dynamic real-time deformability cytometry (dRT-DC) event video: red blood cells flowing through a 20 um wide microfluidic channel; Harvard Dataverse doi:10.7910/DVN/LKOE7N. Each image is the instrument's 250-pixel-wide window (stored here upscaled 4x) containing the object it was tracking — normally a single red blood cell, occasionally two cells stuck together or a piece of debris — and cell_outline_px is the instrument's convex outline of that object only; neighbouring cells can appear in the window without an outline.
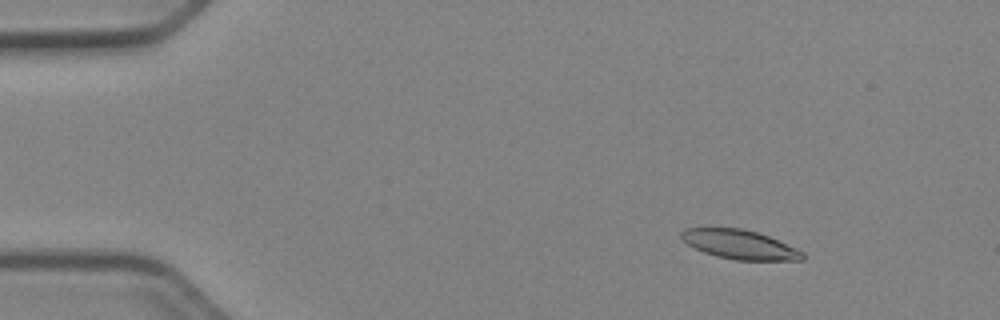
{"species": "Egyptian fruit bat (a non-hibernating species)", "species_latin": "Rousettus aegyptiacus", "temperature_condition": "cold", "stored_images_in_passage": 53, "camera_frame_rate_fps": 3000, "um_per_image_px": 0.085, "animal": {"sex": "female"}, "frame": {"image": 1, "passage_image": 8, "time_ms": 2.333, "image_size_px": [1000, 320], "cell_outline_px": [[804, 260], [736, 260], [716, 256], [704, 252], [688, 244], [680, 236], [680, 232], [684, 228], [740, 228], [756, 232], [768, 236], [796, 248], [804, 252]], "centroid_in_image_um": [62.87, 20.78], "position_along_channel_um": 22.1, "area_um2": 20.4}}
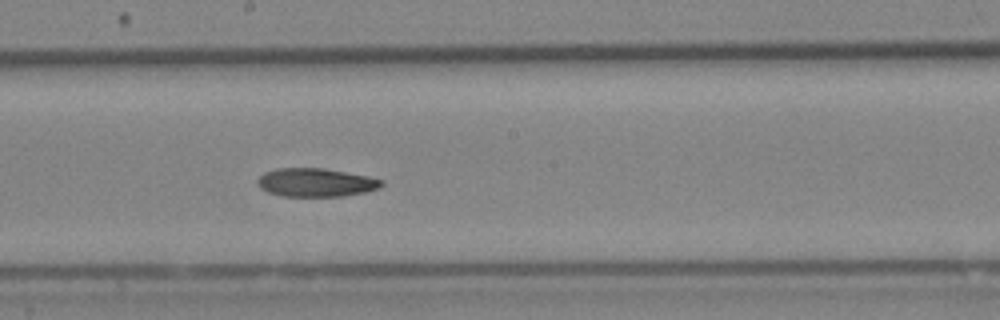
{"frame": {"image": 2, "passage_image": 30, "time_ms": 9.667, "image_size_px": [1000, 320], "cell_outline_px": [[384, 184], [380, 188], [368, 192], [344, 196], [284, 196], [268, 192], [260, 188], [256, 184], [256, 180], [264, 172], [276, 168], [324, 168], [368, 176], [384, 180]], "centroid_in_image_um": [26.86, 15.51], "position_along_channel_um": 221.3, "area_um2": 20.81}}
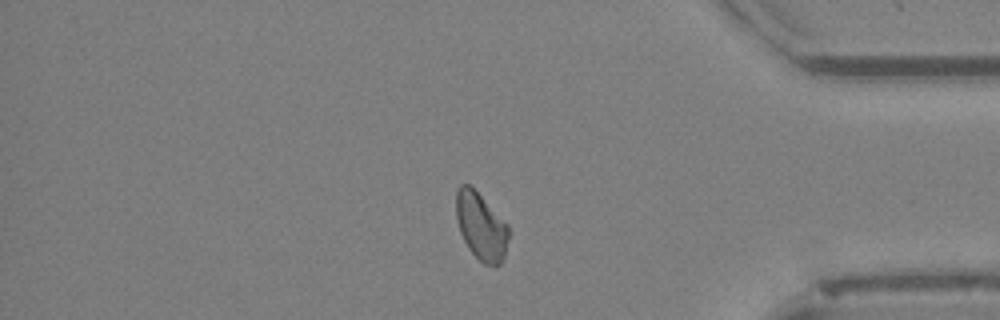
{"frame": {"image": 3, "passage_image": 45, "time_ms": 14.667, "image_size_px": [1000, 320], "cell_outline_px": [[508, 240], [504, 256], [500, 264], [484, 264], [468, 248], [460, 232], [456, 220], [456, 192], [460, 184], [468, 184], [508, 224]], "centroid_in_image_um": [40.87, 19.24], "position_along_channel_um": 394.3, "area_um2": 20.17}}